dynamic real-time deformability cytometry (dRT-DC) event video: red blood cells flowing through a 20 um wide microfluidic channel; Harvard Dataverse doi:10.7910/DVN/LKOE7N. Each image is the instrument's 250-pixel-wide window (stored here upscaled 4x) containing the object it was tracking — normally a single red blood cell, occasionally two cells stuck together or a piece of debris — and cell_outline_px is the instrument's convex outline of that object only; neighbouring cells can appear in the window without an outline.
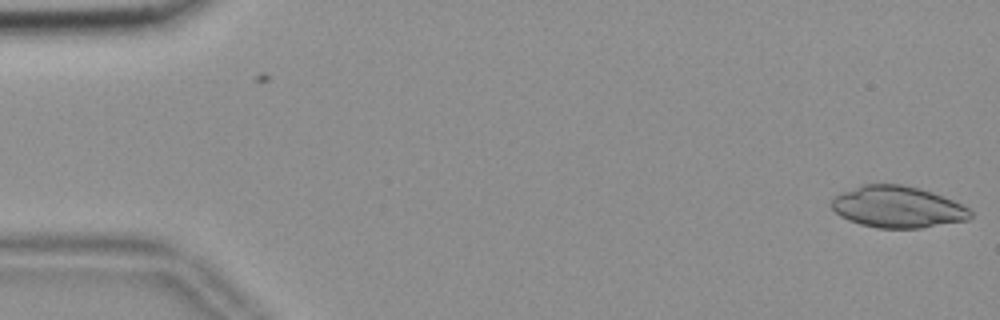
{"species": "common noctule bat (a hibernating species)", "species_latin": "Nyctalus noctula", "temperature_condition": "room temperature", "stored_images_in_passage": 5, "camera_frame_rate_fps": 3000, "um_per_image_px": 0.085, "animal": {"sex": "female", "body_mass_g": 18.4}, "frame": {"image": 1, "passage_image": 5, "time_ms": 1.333, "image_size_px": [1000, 320], "cell_outline_px": [[972, 216], [968, 220], [920, 228], [876, 228], [860, 224], [848, 220], [840, 216], [832, 208], [832, 200], [836, 196], [860, 184], [900, 184], [920, 188], [932, 192], [952, 200], [968, 208], [972, 212]], "centroid_in_image_um": [76.3, 17.59], "position_along_channel_um": 8.7, "area_um2": 33.52}}